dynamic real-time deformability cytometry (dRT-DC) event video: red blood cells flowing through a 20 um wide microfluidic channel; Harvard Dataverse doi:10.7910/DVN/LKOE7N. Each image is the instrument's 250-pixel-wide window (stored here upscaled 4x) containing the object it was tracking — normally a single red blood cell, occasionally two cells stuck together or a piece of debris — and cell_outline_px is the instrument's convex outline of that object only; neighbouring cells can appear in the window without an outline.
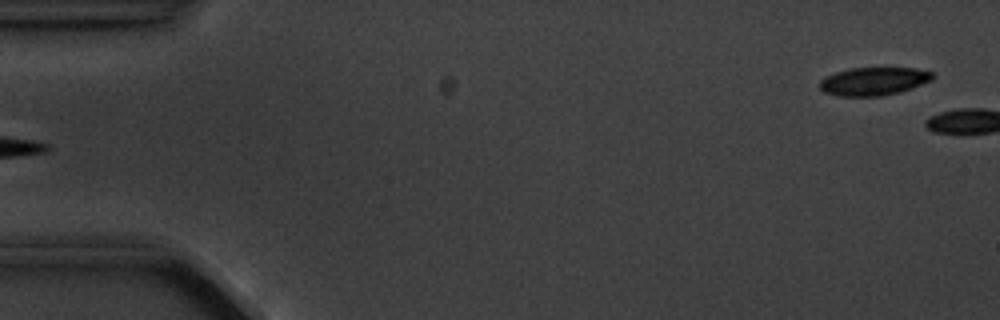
{"species": "common noctule bat (a hibernating species)", "species_latin": "Nyctalus noctula", "temperature_condition": "cold", "stored_images_in_passage": 4, "segment_of_instrument_passage": [2, 2], "camera_frame_rate_fps": 3000, "um_per_image_px": 0.085, "animal": {"sex": "male", "body_mass_g": 20.1, "forearm_length_mm": 53.5}, "frame": {"image": 1, "passage_image": 4, "time_ms": 4.667, "image_size_px": [1000, 320], "cell_outline_px": [[932, 80], [912, 88], [900, 92], [880, 96], [840, 96], [824, 92], [820, 88], [820, 80], [824, 76], [836, 72], [852, 68], [916, 68], [932, 72]], "centroid_in_image_um": [74.25, 6.91], "position_along_channel_um": 10.8, "area_um2": 18.44}}